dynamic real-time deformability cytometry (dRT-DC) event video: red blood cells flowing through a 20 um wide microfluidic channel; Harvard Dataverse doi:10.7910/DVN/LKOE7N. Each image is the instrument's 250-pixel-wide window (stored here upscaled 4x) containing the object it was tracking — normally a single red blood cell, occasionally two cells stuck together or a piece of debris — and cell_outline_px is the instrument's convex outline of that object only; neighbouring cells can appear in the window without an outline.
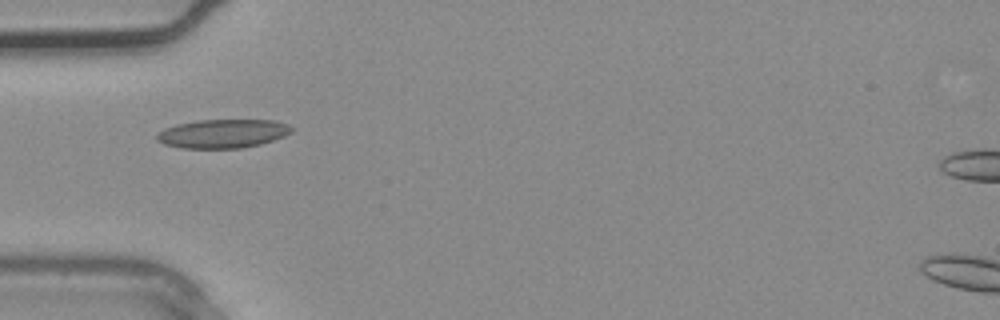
{"species": "common noctule bat (a hibernating species)", "species_latin": "Nyctalus noctula", "temperature_condition": "warm", "stored_images_in_passage": 3, "camera_frame_rate_fps": 3000, "um_per_image_px": 0.085, "animal": {"sex": "male", "body_mass_g": 20.4}, "frame": {"image": 1, "passage_image": 3, "time_ms": 0.667, "image_size_px": [1000, 320], "cell_outline_px": [[292, 132], [284, 136], [260, 144], [240, 148], [180, 148], [164, 144], [156, 140], [156, 132], [164, 128], [176, 124], [196, 120], [272, 120], [288, 124], [292, 128]], "centroid_in_image_um": [18.88, 11.35], "position_along_channel_um": 66.1, "area_um2": 22.66}}